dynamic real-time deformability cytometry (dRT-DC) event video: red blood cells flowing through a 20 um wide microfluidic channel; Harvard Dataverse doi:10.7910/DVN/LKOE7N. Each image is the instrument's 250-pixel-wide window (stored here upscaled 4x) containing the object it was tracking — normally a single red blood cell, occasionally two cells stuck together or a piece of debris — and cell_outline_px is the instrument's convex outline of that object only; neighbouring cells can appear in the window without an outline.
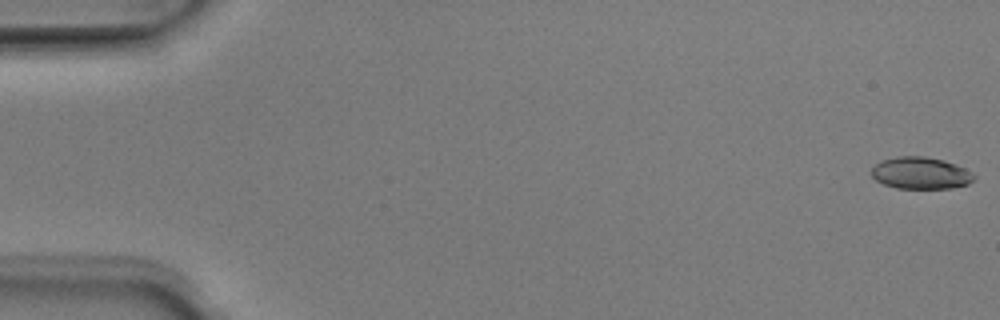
{"species": "Egyptian fruit bat (a non-hibernating species)", "species_latin": "Rousettus aegyptiacus", "temperature_condition": "room temperature", "stored_images_in_passage": 51, "camera_frame_rate_fps": 3000, "um_per_image_px": 0.085, "animal": {"sex": "male"}, "frame": {"image": 1, "passage_image": 1, "time_ms": 0.0, "image_size_px": [1000, 320], "cell_outline_px": [[976, 176], [968, 184], [952, 188], [896, 188], [884, 184], [876, 180], [872, 176], [872, 168], [876, 164], [884, 160], [896, 156], [924, 156], [944, 160], [956, 164], [972, 172]], "centroid_in_image_um": [78.27, 14.71], "position_along_channel_um": 6.7, "area_um2": 19.02}}
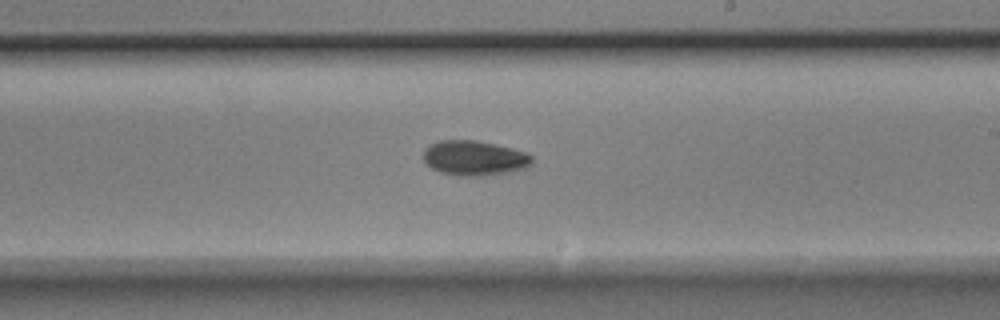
{"frame": {"image": 2, "passage_image": 30, "time_ms": 9.667, "image_size_px": [1000, 320], "cell_outline_px": [[532, 164], [524, 168], [508, 172], [480, 176], [456, 176], [440, 172], [432, 168], [424, 160], [424, 148], [440, 140], [476, 140], [496, 144], [528, 152], [532, 156]], "centroid_in_image_um": [40.34, 13.43], "position_along_channel_um": 248.7, "area_um2": 22.14}}
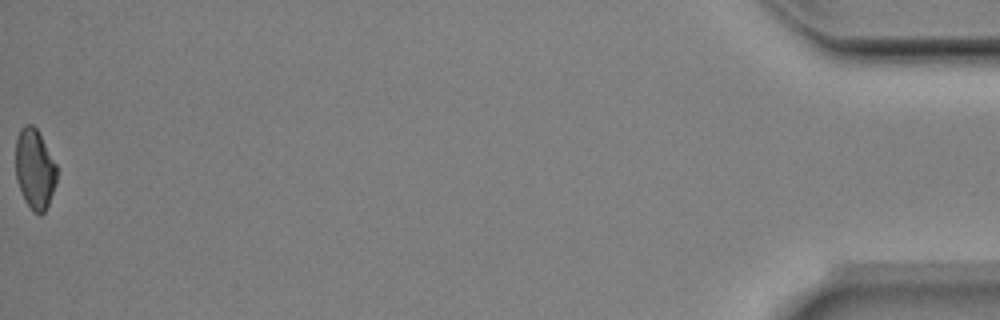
{"frame": {"image": 3, "passage_image": 51, "time_ms": 16.667, "image_size_px": [1000, 320], "cell_outline_px": [[56, 184], [48, 204], [44, 212], [40, 216], [32, 212], [24, 200], [16, 176], [16, 140], [20, 128], [24, 124], [32, 124], [36, 128], [56, 164]], "centroid_in_image_um": [2.94, 14.39], "position_along_channel_um": 432.3, "area_um2": 19.13}, "authors_computed_cell_mechanics": {"area_um2": 20.2878, "velocity_mm_per_s": 4.046, "shape_relaxation_time_tau1_ms": 3.4915, "shape_relaxation_time_tau2_ms": 7.5832, "deformation_change_tau1": 0.1288, "deformation_change_tau2": 0.1241}}